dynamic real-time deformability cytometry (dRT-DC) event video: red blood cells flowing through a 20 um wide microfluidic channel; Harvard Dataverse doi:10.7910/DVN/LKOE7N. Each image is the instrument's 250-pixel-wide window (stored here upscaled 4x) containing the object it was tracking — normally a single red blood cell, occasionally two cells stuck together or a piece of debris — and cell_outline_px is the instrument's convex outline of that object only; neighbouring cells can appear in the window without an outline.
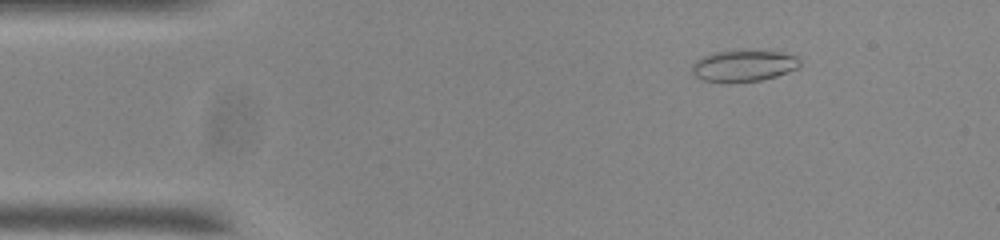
{"species": "common noctule bat (a hibernating species)", "species_latin": "Nyctalus noctula", "temperature_condition": "room temperature", "stored_images_in_passage": 50, "camera_frame_rate_fps": 3000, "um_per_image_px": 0.085, "animal": {"sex": "male", "body_mass_g": 20.0, "forearm_length_mm": 53.3}, "frame": {"image": 1, "passage_image": 3, "time_ms": 0.667, "image_size_px": [1000, 240], "cell_outline_px": [[800, 64], [796, 68], [776, 76], [760, 80], [700, 80], [692, 72], [692, 64], [696, 60], [712, 52], [744, 48], [756, 48], [780, 52], [796, 56], [800, 60]], "centroid_in_image_um": [63.22, 5.5], "position_along_channel_um": 21.8, "area_um2": 19.83}}
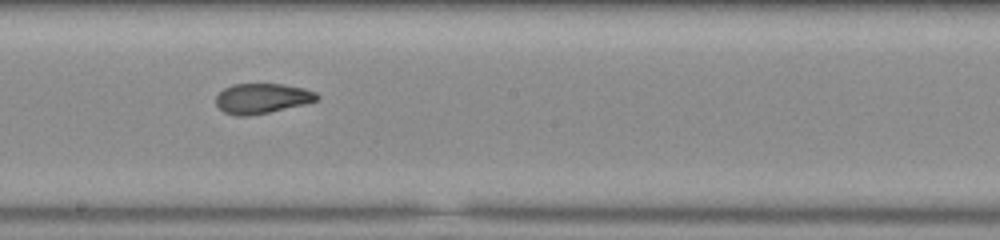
{"frame": {"image": 2, "passage_image": 25, "time_ms": 8.0, "image_size_px": [1000, 240], "cell_outline_px": [[320, 96], [316, 100], [304, 104], [268, 112], [248, 116], [236, 116], [224, 112], [216, 104], [216, 96], [224, 88], [232, 84], [284, 84], [304, 88], [316, 92]], "centroid_in_image_um": [22.26, 8.36], "position_along_channel_um": 225.9, "area_um2": 17.63}}
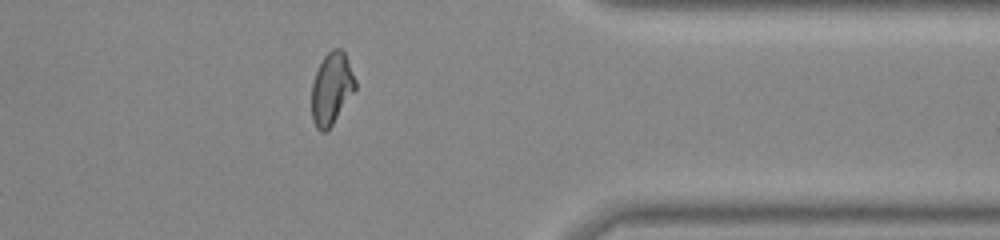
{"frame": {"image": 3, "passage_image": 39, "time_ms": 12.667, "image_size_px": [1000, 240], "cell_outline_px": [[356, 88], [332, 124], [324, 132], [320, 132], [316, 128], [312, 120], [312, 84], [316, 72], [324, 56], [332, 48], [340, 48], [344, 52], [348, 60], [356, 80]], "centroid_in_image_um": [28.18, 7.51], "position_along_channel_um": 383.2, "area_um2": 18.09}, "authors_computed_cell_mechanics": {"area_um2": 18.3226, "velocity_mm_per_s": 3.7406, "shape_relaxation_time_tau1_ms": 6.5011, "shape_relaxation_time_tau2_ms": 1.4509, "deformation_change_tau1": 0.2241, "deformation_change_tau2": 0.0767}}